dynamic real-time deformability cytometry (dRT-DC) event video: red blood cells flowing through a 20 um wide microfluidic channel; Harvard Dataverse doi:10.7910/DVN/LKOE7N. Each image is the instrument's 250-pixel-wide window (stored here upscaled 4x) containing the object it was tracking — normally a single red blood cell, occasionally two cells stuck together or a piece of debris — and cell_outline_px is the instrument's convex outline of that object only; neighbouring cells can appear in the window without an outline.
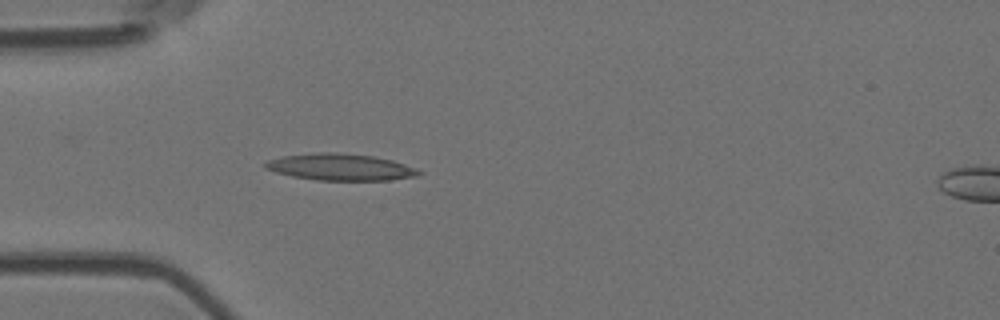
{"species": "Egyptian fruit bat (a non-hibernating species)", "species_latin": "Rousettus aegyptiacus", "temperature_condition": "room temperature", "stored_images_in_passage": 5, "segment_of_instrument_passage": [1, 2], "camera_frame_rate_fps": 3000, "um_per_image_px": 0.085, "animal": {"sex": "female"}, "frame": {"image": 1, "passage_image": 4, "time_ms": 1.0, "image_size_px": [1000, 320], "cell_outline_px": [[424, 172], [416, 176], [388, 180], [316, 180], [292, 176], [276, 172], [264, 168], [264, 164], [268, 160], [284, 156], [320, 152], [332, 152], [372, 156], [392, 160], [416, 168]], "centroid_in_image_um": [28.94, 14.2], "position_along_channel_um": 56.1, "area_um2": 23.64}}